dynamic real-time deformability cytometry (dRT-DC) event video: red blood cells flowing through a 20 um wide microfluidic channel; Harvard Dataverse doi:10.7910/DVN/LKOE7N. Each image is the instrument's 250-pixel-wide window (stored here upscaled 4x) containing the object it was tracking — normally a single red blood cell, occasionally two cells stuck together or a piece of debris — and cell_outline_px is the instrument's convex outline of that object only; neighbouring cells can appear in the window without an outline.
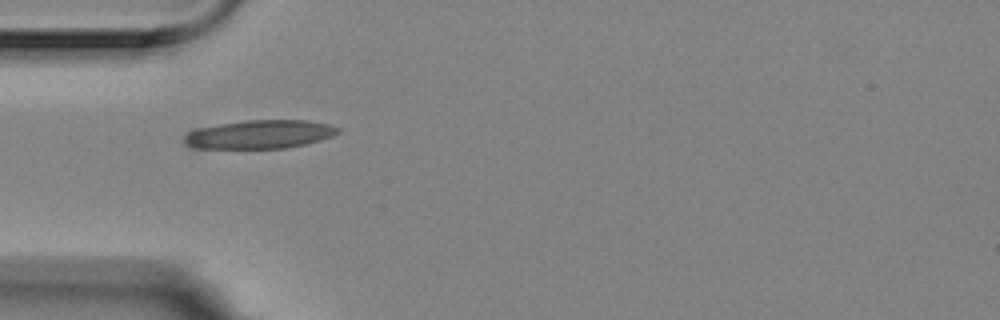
{"species": "Egyptian fruit bat (a non-hibernating species)", "species_latin": "Rousettus aegyptiacus", "temperature_condition": "room temperature", "stored_images_in_passage": 6, "camera_frame_rate_fps": 3000, "um_per_image_px": 0.085, "animal": {"sex": "female"}, "frame": {"image": 1, "passage_image": 1, "time_ms": 0.0, "image_size_px": [1000, 320], "cell_outline_px": [[340, 132], [332, 136], [320, 140], [304, 144], [284, 148], [188, 148], [184, 144], [184, 132], [192, 128], [244, 120], [308, 120], [328, 124], [340, 128]], "centroid_in_image_um": [21.98, 11.41], "position_along_channel_um": 63.0, "area_um2": 25.95}}
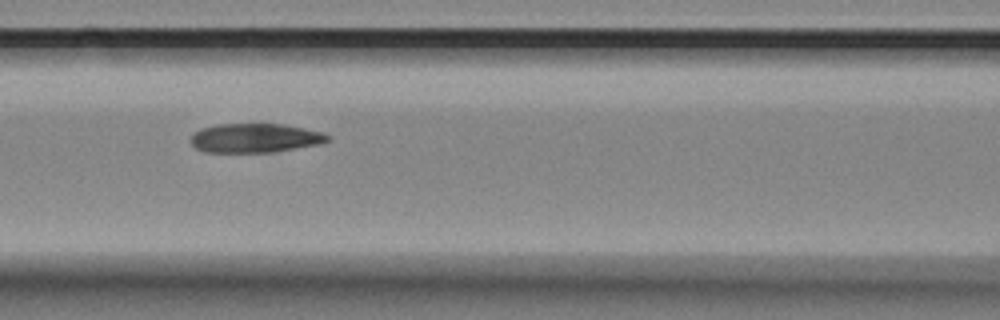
{"frame": {"image": 2, "passage_image": 3, "time_ms": 0.667, "image_size_px": [1000, 320], "cell_outline_px": [[332, 136], [328, 140], [316, 144], [272, 152], [204, 152], [196, 148], [192, 144], [192, 132], [200, 128], [216, 124], [284, 124], [304, 128], [320, 132]], "centroid_in_image_um": [21.62, 11.72], "position_along_channel_um": 145.0, "area_um2": 23.06}}
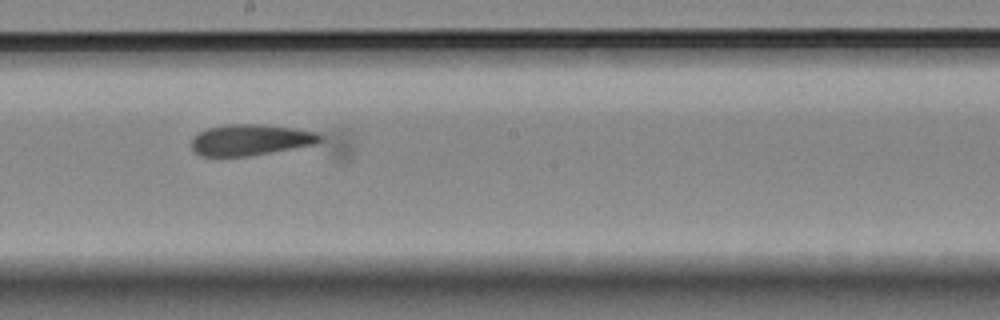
{"frame": {"image": 3, "passage_image": 5, "time_ms": 1.333, "image_size_px": [1000, 320], "cell_outline_px": [[352, 156], [348, 160], [344, 160], [200, 156], [192, 148], [192, 140], [200, 132], [208, 128], [228, 124], [260, 124], [348, 128], [352, 136]], "centroid_in_image_um": [23.35, 12.07], "position_along_channel_um": 224.9, "area_um2": 36.18}}